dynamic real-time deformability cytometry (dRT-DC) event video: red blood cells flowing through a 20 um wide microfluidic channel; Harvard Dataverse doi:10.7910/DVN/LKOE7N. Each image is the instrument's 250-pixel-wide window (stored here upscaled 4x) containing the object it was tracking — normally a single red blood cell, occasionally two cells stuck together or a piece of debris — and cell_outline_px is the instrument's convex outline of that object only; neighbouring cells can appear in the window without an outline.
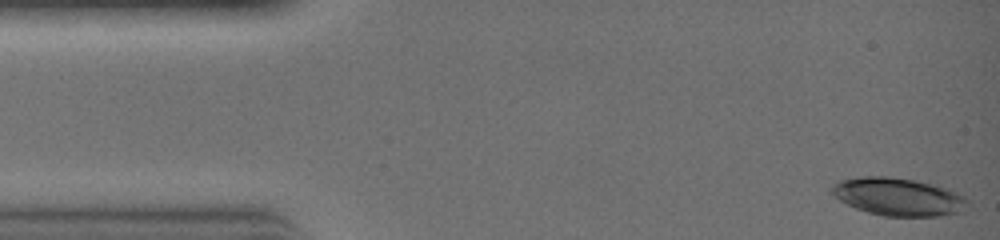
{"species": "common noctule bat (a hibernating species)", "species_latin": "Nyctalus noctula", "temperature_condition": "warm", "stored_images_in_passage": 15, "camera_frame_rate_fps": 3000, "um_per_image_px": 0.085, "animal": {"sex": "female", "body_mass_g": 19.0, "forearm_length_mm": 51.5}, "frame": {"image": 1, "passage_image": 1, "time_ms": 0.0, "image_size_px": [1000, 240], "cell_outline_px": [[968, 200], [964, 212], [936, 216], [884, 216], [868, 212], [856, 208], [840, 200], [828, 188], [840, 180], [864, 176], [888, 176], [936, 184], [956, 192], [964, 196]], "centroid_in_image_um": [76.37, 16.72], "position_along_channel_um": 8.6, "area_um2": 29.88}}
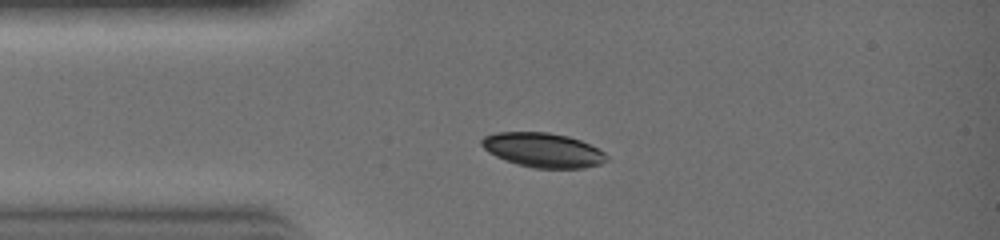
{"frame": {"image": 2, "passage_image": 7, "time_ms": 2.0, "image_size_px": [1000, 240], "cell_outline_px": [[608, 160], [600, 164], [584, 168], [536, 168], [516, 164], [504, 160], [488, 152], [480, 144], [480, 140], [484, 136], [496, 132], [548, 132], [568, 136], [580, 140], [604, 152], [608, 156]], "centroid_in_image_um": [46.13, 12.75], "position_along_channel_um": 38.9, "area_um2": 25.14}}